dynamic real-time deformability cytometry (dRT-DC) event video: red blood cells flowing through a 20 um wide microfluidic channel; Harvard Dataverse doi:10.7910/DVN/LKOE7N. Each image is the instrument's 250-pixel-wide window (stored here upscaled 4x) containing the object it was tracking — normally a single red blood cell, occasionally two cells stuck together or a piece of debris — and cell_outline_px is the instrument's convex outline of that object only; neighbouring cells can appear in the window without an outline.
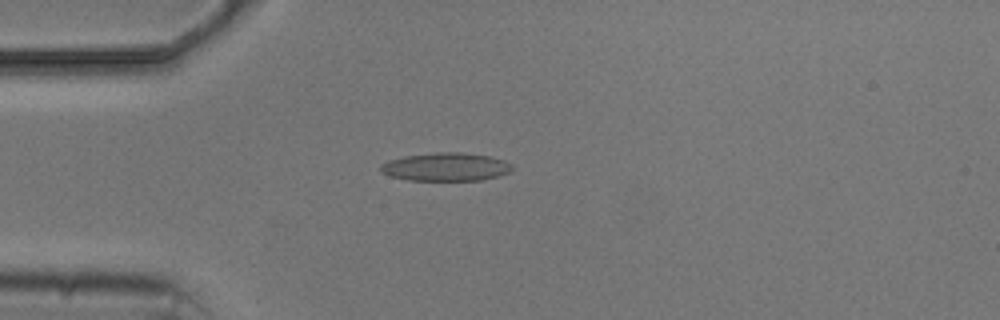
{"species": "common noctule bat (a hibernating species)", "species_latin": "Nyctalus noctula", "temperature_condition": "cold", "stored_images_in_passage": 1, "camera_frame_rate_fps": 3000, "um_per_image_px": 0.085, "animal": {"sex": "male", "body_mass_g": 20.5, "forearm_length_mm": 52.5}, "frame": {"image": 1, "passage_image": 1, "time_ms": 0.0, "image_size_px": [1000, 320], "cell_outline_px": [[512, 168], [508, 172], [500, 176], [484, 180], [408, 180], [392, 176], [380, 172], [380, 164], [388, 160], [404, 156], [436, 152], [460, 152], [488, 156], [504, 160], [512, 164]], "centroid_in_image_um": [37.89, 14.18], "position_along_channel_um": 47.1, "area_um2": 21.68}}